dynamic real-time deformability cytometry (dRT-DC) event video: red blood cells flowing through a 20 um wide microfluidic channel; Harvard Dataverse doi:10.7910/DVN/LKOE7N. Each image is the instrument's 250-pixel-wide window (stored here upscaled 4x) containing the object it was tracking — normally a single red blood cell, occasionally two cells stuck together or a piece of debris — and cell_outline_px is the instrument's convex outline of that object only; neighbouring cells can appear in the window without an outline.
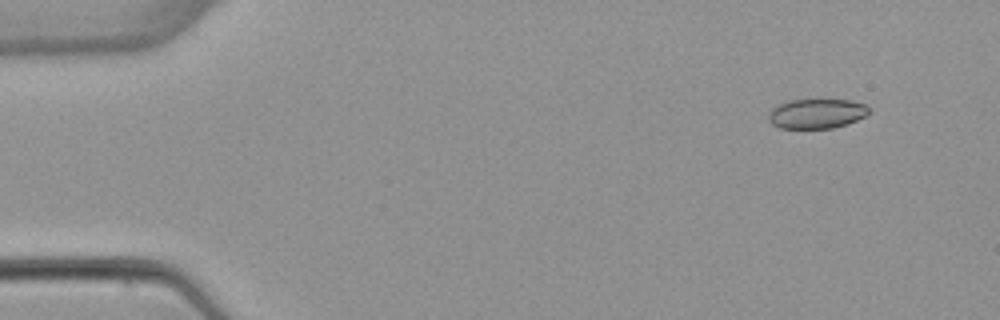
{"species": "common noctule bat (a hibernating species)", "species_latin": "Nyctalus noctula", "temperature_condition": "warm", "stored_images_in_passage": 4, "camera_frame_rate_fps": 3000, "um_per_image_px": 0.085, "animal": {"sex": "female", "body_mass_g": 22.7, "forearm_length_mm": 54.2}, "frame": {"image": 1, "passage_image": 1, "time_ms": 0.0, "image_size_px": [1000, 320], "cell_outline_px": [[868, 112], [864, 116], [848, 124], [832, 128], [780, 128], [772, 124], [768, 120], [768, 116], [772, 108], [776, 104], [788, 100], [852, 100], [868, 104]], "centroid_in_image_um": [69.4, 9.65], "position_along_channel_um": 15.6, "area_um2": 17.46}}
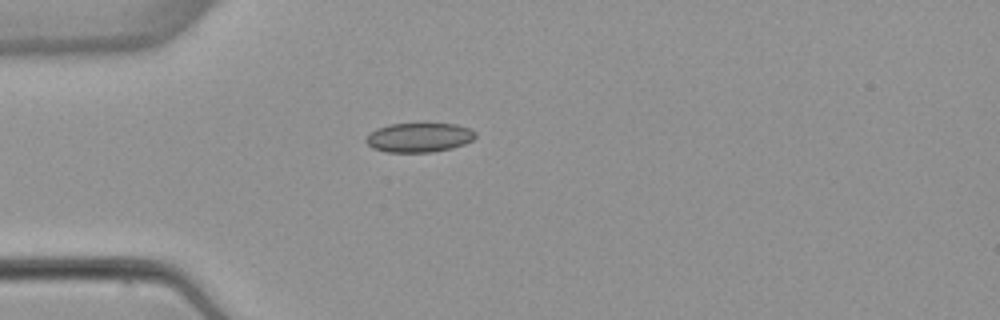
{"frame": {"image": 2, "passage_image": 3, "time_ms": 3.333, "image_size_px": [1000, 320], "cell_outline_px": [[476, 136], [472, 140], [464, 144], [452, 148], [432, 152], [388, 152], [372, 148], [364, 140], [376, 128], [388, 124], [424, 120], [456, 124], [472, 128], [476, 132]], "centroid_in_image_um": [35.66, 11.62], "position_along_channel_um": 49.3, "area_um2": 19.71}}